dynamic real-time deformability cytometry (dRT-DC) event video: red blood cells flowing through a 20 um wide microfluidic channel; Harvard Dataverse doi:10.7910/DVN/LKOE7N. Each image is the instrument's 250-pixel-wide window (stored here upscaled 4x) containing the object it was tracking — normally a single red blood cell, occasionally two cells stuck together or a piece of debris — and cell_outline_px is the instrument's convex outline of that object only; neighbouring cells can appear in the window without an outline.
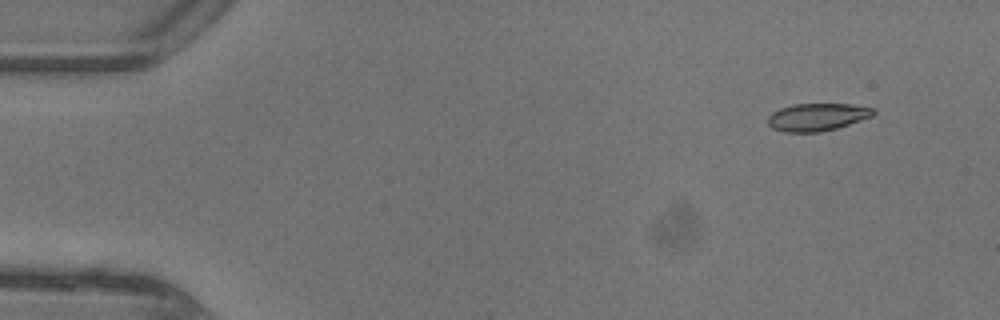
{"species": "common noctule bat (a hibernating species)", "species_latin": "Nyctalus noctula", "temperature_condition": "warm", "stored_images_in_passage": 17, "camera_frame_rate_fps": 3000, "um_per_image_px": 0.085, "animal": {"sex": "female"}, "frame": {"image": 1, "passage_image": 4, "time_ms": 1.0, "image_size_px": [1000, 320], "cell_outline_px": [[876, 112], [872, 116], [836, 128], [820, 132], [784, 132], [772, 128], [768, 124], [768, 116], [772, 112], [780, 108], [792, 104], [848, 104], [876, 108]], "centroid_in_image_um": [69.44, 9.94], "position_along_channel_um": 15.6, "area_um2": 16.94}}
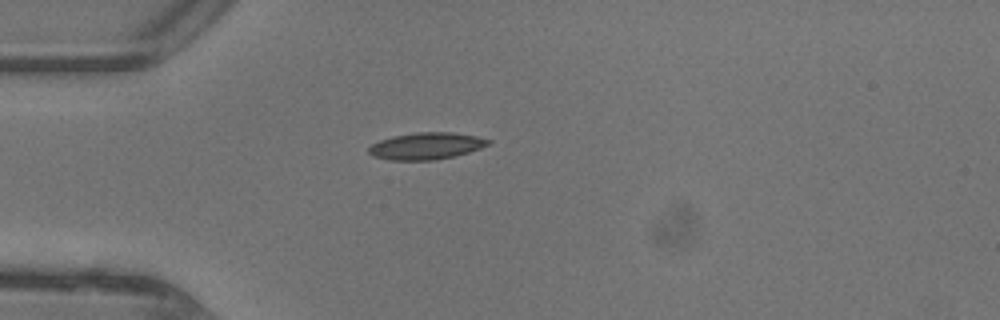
{"frame": {"image": 2, "passage_image": 13, "time_ms": 4.0, "image_size_px": [1000, 320], "cell_outline_px": [[492, 140], [488, 144], [480, 148], [468, 152], [452, 156], [432, 160], [388, 160], [372, 156], [368, 152], [368, 148], [372, 144], [380, 140], [392, 136], [416, 132], [452, 132], [476, 136]], "centroid_in_image_um": [36.19, 12.4], "position_along_channel_um": 48.8, "area_um2": 18.61}}